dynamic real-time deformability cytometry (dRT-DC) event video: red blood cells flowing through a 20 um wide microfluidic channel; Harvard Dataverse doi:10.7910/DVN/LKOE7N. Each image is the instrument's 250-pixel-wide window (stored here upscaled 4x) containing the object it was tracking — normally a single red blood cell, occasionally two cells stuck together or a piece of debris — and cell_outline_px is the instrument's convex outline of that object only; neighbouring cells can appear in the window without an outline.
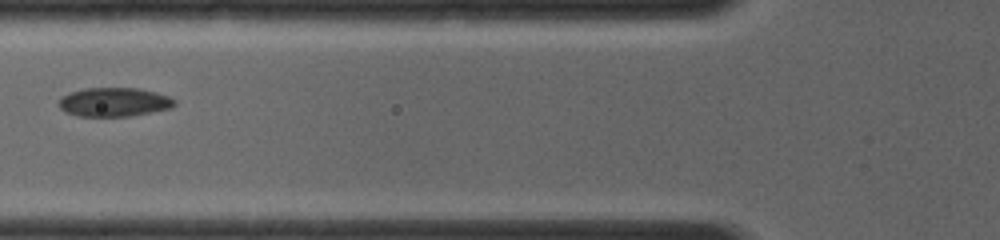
{"species": "common noctule bat (a hibernating species)", "species_latin": "Nyctalus noctula", "temperature_condition": "room temperature", "stored_images_in_passage": 3, "camera_frame_rate_fps": 4000, "um_per_image_px": 0.085, "animal": {"sex": "female", "body_mass_g": 19.0, "forearm_length_mm": 56.7}, "frame": {"image": 1, "passage_image": 3, "time_ms": 2.25, "image_size_px": [1000, 240], "cell_outline_px": [[176, 104], [168, 108], [128, 116], [76, 116], [64, 112], [56, 104], [60, 96], [84, 88], [136, 88], [156, 92], [168, 96], [176, 100]], "centroid_in_image_um": [9.62, 8.67], "position_along_channel_um": 116.2, "area_um2": 19.48}}